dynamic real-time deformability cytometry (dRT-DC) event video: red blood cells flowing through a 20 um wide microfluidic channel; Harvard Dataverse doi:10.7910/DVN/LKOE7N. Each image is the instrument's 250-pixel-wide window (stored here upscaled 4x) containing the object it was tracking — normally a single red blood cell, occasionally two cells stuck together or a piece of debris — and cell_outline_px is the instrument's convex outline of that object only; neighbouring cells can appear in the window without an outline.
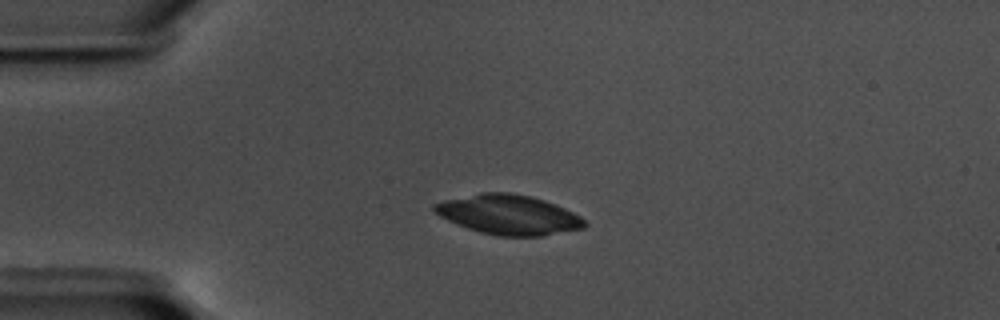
{"species": "common noctule bat (a hibernating species)", "species_latin": "Nyctalus noctula", "temperature_condition": "warm", "stored_images_in_passage": 44, "camera_frame_rate_fps": 3000, "um_per_image_px": 0.085, "animal": {"sex": "male", "body_mass_g": 17.5, "forearm_length_mm": 52.3}, "frame": {"image": 1, "passage_image": 1, "time_ms": 0.0, "image_size_px": [1000, 320], "cell_outline_px": [[588, 224], [584, 228], [544, 236], [500, 236], [480, 232], [468, 228], [448, 220], [440, 216], [432, 208], [432, 204], [444, 200], [480, 192], [508, 192], [532, 196], [544, 200], [564, 208], [580, 216]], "centroid_in_image_um": [43.24, 18.24], "position_along_channel_um": 41.8, "area_um2": 34.74}}
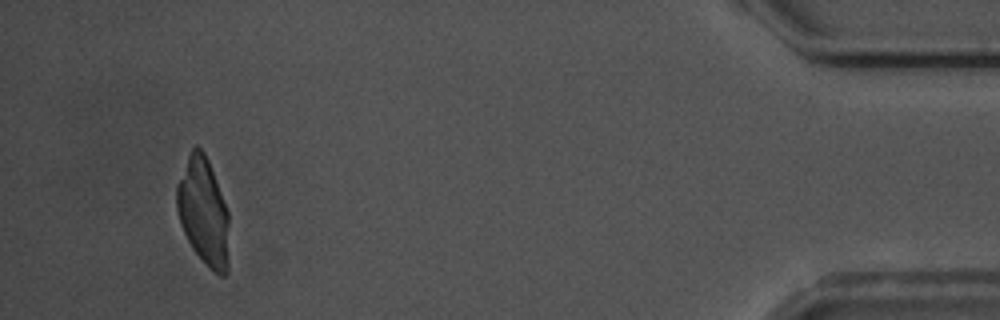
{"frame": {"image": 2, "passage_image": 41, "time_ms": 13.333, "image_size_px": [1000, 320], "cell_outline_px": [[228, 272], [224, 276], [220, 276], [192, 248], [180, 224], [176, 208], [176, 184], [188, 156], [192, 148], [196, 144], [204, 152], [208, 160], [228, 212]], "centroid_in_image_um": [17.27, 17.96], "position_along_channel_um": 417.9, "area_um2": 32.31}}